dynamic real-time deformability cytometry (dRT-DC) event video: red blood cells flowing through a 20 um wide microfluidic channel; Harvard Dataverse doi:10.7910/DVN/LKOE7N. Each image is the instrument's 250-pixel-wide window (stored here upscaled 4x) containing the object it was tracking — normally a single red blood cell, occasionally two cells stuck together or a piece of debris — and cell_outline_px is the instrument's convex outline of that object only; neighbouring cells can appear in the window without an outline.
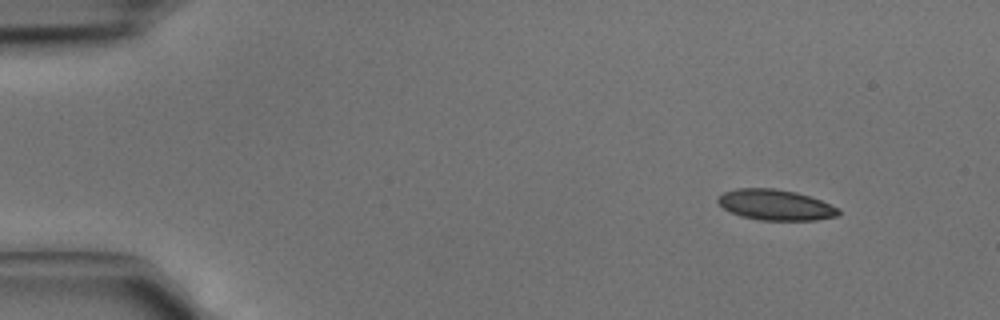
{"species": "common noctule bat (a hibernating species)", "species_latin": "Nyctalus noctula", "temperature_condition": "cold", "stored_images_in_passage": 4, "camera_frame_rate_fps": 3000, "um_per_image_px": 0.085, "animal": {"sex": "male", "body_mass_g": 15.6}, "frame": {"image": 1, "passage_image": 1, "time_ms": 0.0, "image_size_px": [1000, 320], "cell_outline_px": [[840, 212], [836, 216], [816, 220], [760, 220], [740, 216], [724, 208], [716, 200], [724, 192], [736, 188], [776, 188], [796, 192], [820, 200], [840, 208]], "centroid_in_image_um": [65.92, 17.41], "position_along_channel_um": 19.1, "area_um2": 21.44}}
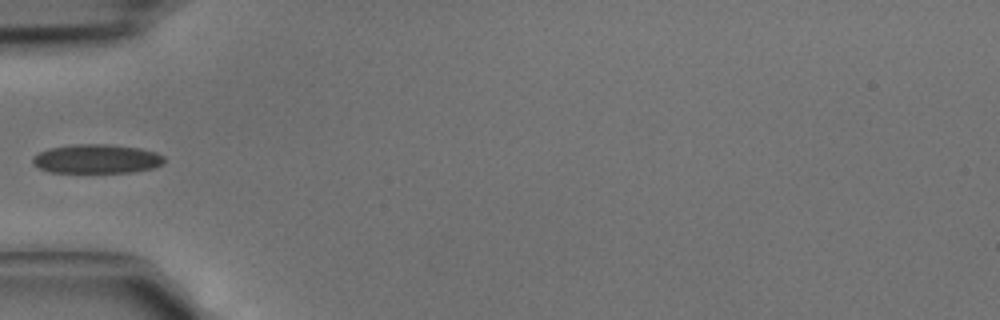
{"frame": {"image": 2, "passage_image": 4, "time_ms": 1.0, "image_size_px": [1000, 320], "cell_outline_px": [[164, 164], [156, 168], [132, 172], [48, 172], [32, 164], [32, 156], [48, 148], [72, 144], [108, 144], [140, 148], [156, 152], [164, 156]], "centroid_in_image_um": [8.23, 13.5], "position_along_channel_um": 76.8, "area_um2": 22.54}}